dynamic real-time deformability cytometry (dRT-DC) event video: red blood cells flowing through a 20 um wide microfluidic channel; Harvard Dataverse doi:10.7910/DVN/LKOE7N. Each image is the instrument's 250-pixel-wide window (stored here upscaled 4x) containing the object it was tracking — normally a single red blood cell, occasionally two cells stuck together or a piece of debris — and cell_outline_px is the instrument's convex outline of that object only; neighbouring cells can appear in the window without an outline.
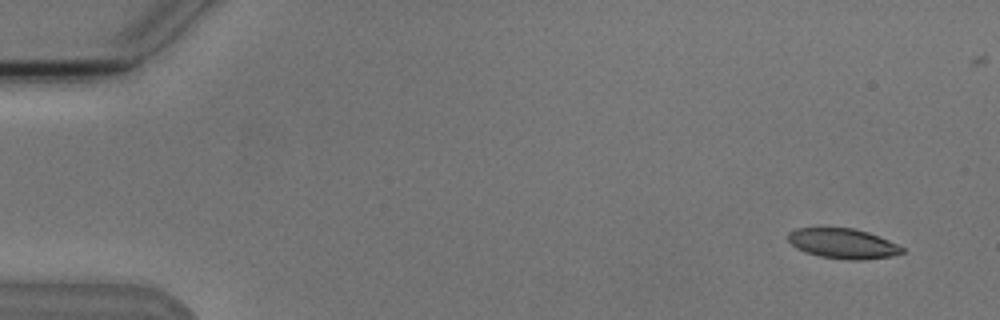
{"species": "Egyptian fruit bat (a non-hibernating species)", "species_latin": "Rousettus aegyptiacus", "temperature_condition": "cold", "stored_images_in_passage": 5, "camera_frame_rate_fps": 3000, "um_per_image_px": 0.085, "animal": {"sex": "male"}, "frame": {"image": 1, "passage_image": 1, "time_ms": 0.0, "image_size_px": [1000, 320], "cell_outline_px": [[904, 252], [892, 256], [864, 260], [848, 260], [820, 256], [804, 252], [796, 248], [788, 240], [788, 232], [796, 228], [852, 228], [868, 232], [880, 236], [904, 248]], "centroid_in_image_um": [71.64, 20.7], "position_along_channel_um": 13.4, "area_um2": 20.0}}